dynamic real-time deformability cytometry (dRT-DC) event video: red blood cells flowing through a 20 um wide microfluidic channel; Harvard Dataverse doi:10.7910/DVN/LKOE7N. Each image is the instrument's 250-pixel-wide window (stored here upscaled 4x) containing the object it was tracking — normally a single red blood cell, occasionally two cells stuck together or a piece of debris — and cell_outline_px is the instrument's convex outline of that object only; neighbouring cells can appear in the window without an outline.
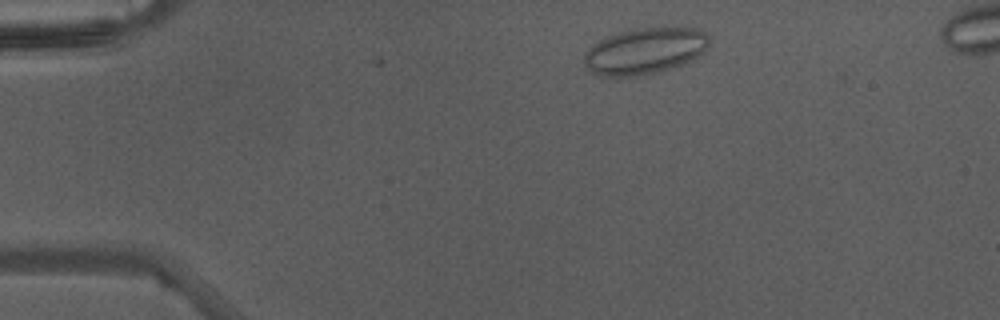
{"species": "Egyptian fruit bat (a non-hibernating species)", "species_latin": "Rousettus aegyptiacus", "temperature_condition": "warm", "stored_images_in_passage": 2, "camera_frame_rate_fps": 3000, "um_per_image_px": 0.085, "animal": {"sex": "male"}, "frame": {"image": 1, "passage_image": 2, "time_ms": 0.333, "image_size_px": [1000, 320], "cell_outline_px": [[708, 48], [704, 52], [692, 60], [668, 68], [652, 72], [632, 76], [604, 76], [588, 72], [584, 64], [584, 52], [592, 44], [616, 32], [660, 24], [680, 24], [700, 28], [708, 36]], "centroid_in_image_um": [54.84, 4.25], "position_along_channel_um": 30.2, "area_um2": 34.74}}